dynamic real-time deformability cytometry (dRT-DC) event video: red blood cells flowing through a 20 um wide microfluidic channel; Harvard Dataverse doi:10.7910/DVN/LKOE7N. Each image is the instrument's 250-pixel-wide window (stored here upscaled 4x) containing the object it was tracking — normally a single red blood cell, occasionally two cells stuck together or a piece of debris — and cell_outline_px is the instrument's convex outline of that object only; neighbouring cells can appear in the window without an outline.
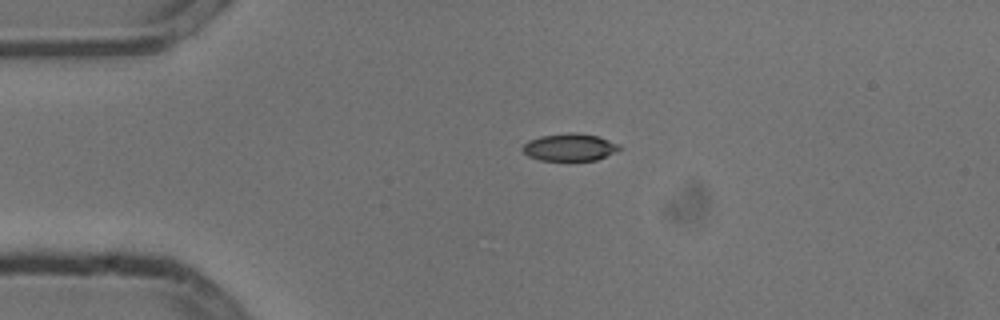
{"species": "common noctule bat (a hibernating species)", "species_latin": "Nyctalus noctula", "temperature_condition": "cold", "stored_images_in_passage": 43, "camera_frame_rate_fps": 3000, "um_per_image_px": 0.085, "animal": {"sex": "male", "body_mass_g": 13.3}, "frame": {"image": 1, "passage_image": 1, "time_ms": 0.0, "image_size_px": [1000, 320], "cell_outline_px": [[624, 148], [616, 152], [596, 160], [540, 160], [528, 156], [520, 148], [528, 140], [540, 136], [568, 132], [576, 132], [596, 136], [620, 144]], "centroid_in_image_um": [48.43, 12.51], "position_along_channel_um": 36.6, "area_um2": 15.55}}
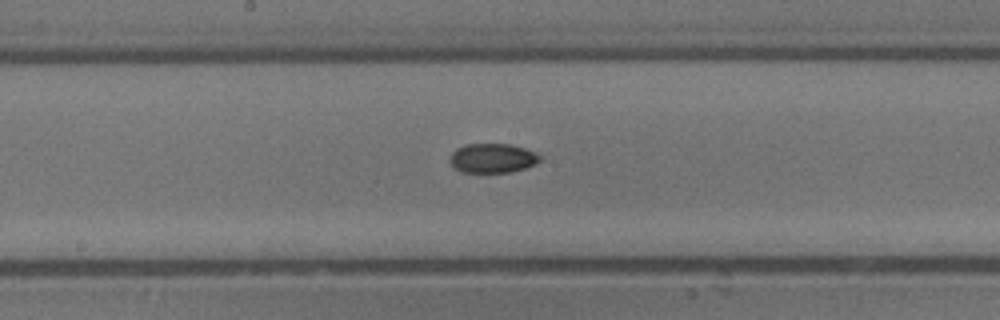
{"frame": {"image": 2, "passage_image": 17, "time_ms": 5.333, "image_size_px": [1000, 320], "cell_outline_px": [[544, 156], [540, 160], [524, 168], [508, 172], [460, 172], [448, 160], [452, 152], [456, 148], [464, 144], [508, 144], [524, 148], [536, 152]], "centroid_in_image_um": [41.85, 13.43], "position_along_channel_um": 206.4, "area_um2": 15.37}}
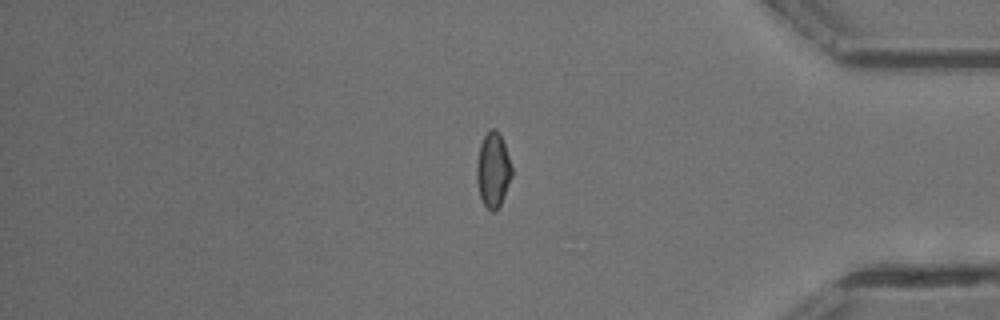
{"frame": {"image": 3, "passage_image": 34, "time_ms": 11.0, "image_size_px": [1000, 320], "cell_outline_px": [[512, 176], [504, 196], [496, 212], [492, 212], [484, 204], [480, 196], [476, 180], [476, 164], [480, 144], [484, 136], [492, 128], [496, 128], [504, 144], [512, 168]], "centroid_in_image_um": [41.9, 14.46], "position_along_channel_um": 393.3, "area_um2": 15.2}, "authors_computed_cell_mechanics": {"area_um2": 15.7216, "velocity_mm_per_s": 3.8082, "shape_relaxation_time_tau1_ms": 5.3936, "shape_relaxation_time_tau2_ms": 6.5437, "deformation_change_tau1": 0.1169, "deformation_change_tau2": 0.0912}}